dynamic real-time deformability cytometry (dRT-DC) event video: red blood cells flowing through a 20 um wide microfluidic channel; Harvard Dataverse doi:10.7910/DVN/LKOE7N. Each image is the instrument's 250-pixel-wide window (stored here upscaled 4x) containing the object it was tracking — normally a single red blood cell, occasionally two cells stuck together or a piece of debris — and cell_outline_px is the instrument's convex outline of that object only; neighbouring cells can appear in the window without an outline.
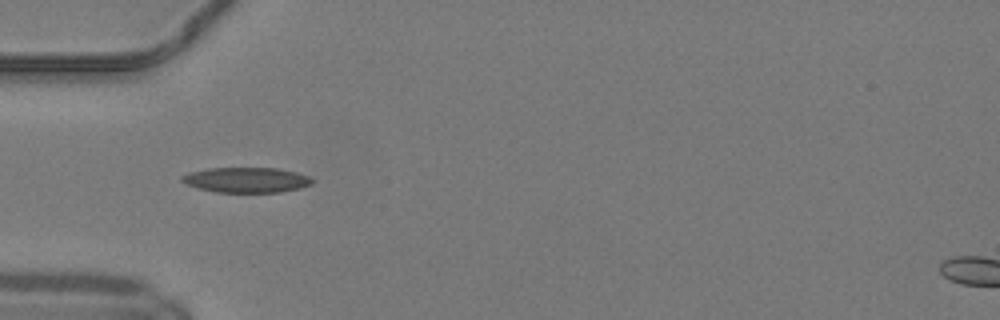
{"species": "common noctule bat (a hibernating species)", "species_latin": "Nyctalus noctula", "temperature_condition": "warm", "stored_images_in_passage": 34, "camera_frame_rate_fps": 3000, "um_per_image_px": 0.085, "animal": {"sex": "male", "body_mass_g": 19.2, "forearm_length_mm": 51.8}, "frame": {"image": 1, "passage_image": 1, "time_ms": 0.0, "image_size_px": [1000, 320], "cell_outline_px": [[316, 180], [312, 184], [300, 188], [280, 192], [216, 192], [200, 188], [188, 184], [180, 180], [180, 176], [188, 172], [208, 168], [276, 168], [296, 172], [308, 176]], "centroid_in_image_um": [20.96, 15.29], "position_along_channel_um": 64.0, "area_um2": 19.13}}
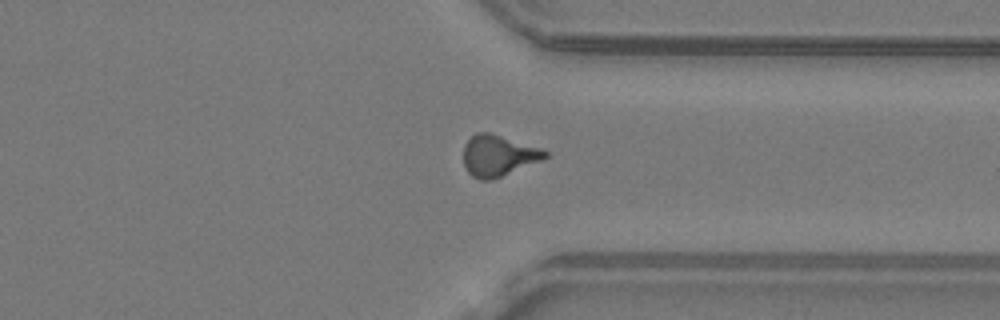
{"frame": {"image": 2, "passage_image": 23, "time_ms": 7.333, "image_size_px": [1000, 320], "cell_outline_px": [[548, 156], [544, 160], [492, 180], [480, 180], [472, 176], [468, 172], [464, 164], [464, 144], [476, 132], [488, 132], [540, 148], [548, 152]], "centroid_in_image_um": [42.36, 13.24], "position_along_channel_um": 369.0, "area_um2": 19.54}}
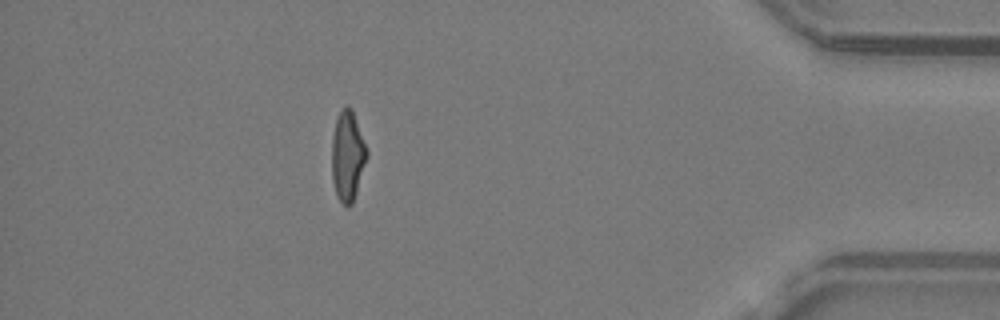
{"frame": {"image": 3, "passage_image": 29, "time_ms": 9.333, "image_size_px": [1000, 320], "cell_outline_px": [[368, 156], [352, 204], [348, 208], [336, 196], [332, 180], [332, 136], [336, 120], [340, 112], [348, 104], [352, 108], [368, 148]], "centroid_in_image_um": [29.56, 13.25], "position_along_channel_um": 405.6, "area_um2": 18.55}, "authors_computed_cell_mechanics": {"area_um2": 18.5538, "velocity_mm_per_s": 4.1963, "shape_relaxation_time_tau1_ms": 7.0991, "shape_relaxation_time_tau2_ms": 1.8996, "deformation_change_tau1": 0.2297, "deformation_change_tau2": 0.0946}}